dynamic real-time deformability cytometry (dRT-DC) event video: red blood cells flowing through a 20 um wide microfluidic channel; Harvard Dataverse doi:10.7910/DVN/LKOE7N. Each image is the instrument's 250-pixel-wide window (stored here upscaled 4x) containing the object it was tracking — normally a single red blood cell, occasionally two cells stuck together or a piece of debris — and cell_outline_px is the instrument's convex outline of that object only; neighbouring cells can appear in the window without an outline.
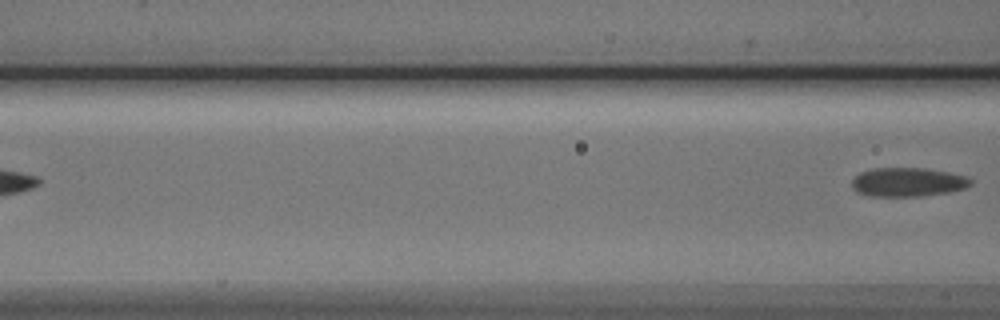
{"species": "Egyptian fruit bat (a non-hibernating species)", "species_latin": "Rousettus aegyptiacus", "temperature_condition": "cold", "stored_images_in_passage": 4, "camera_frame_rate_fps": 3000, "um_per_image_px": 0.085, "animal": {"sex": "male"}, "frame": {"image": 1, "passage_image": 4, "time_ms": 3.667, "image_size_px": [1000, 320], "cell_outline_px": [[972, 184], [968, 188], [948, 192], [920, 196], [868, 196], [856, 192], [852, 188], [852, 180], [860, 172], [872, 168], [924, 168], [948, 172], [968, 176], [972, 180]], "centroid_in_image_um": [77.17, 15.48], "position_along_channel_um": 89.4, "area_um2": 20.23}}